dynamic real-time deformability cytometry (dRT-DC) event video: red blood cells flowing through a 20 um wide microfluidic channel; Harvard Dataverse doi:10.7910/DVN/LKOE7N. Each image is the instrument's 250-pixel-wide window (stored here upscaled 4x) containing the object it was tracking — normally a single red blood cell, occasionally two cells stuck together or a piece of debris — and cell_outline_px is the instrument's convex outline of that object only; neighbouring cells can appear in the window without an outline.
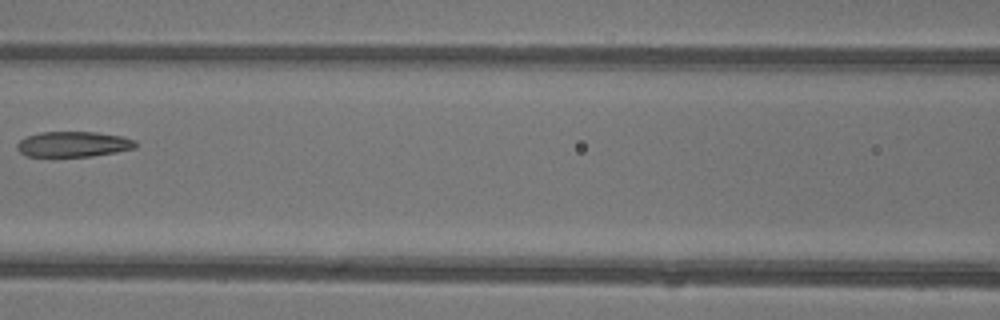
{"species": "common noctule bat (a hibernating species)", "species_latin": "Nyctalus noctula", "temperature_condition": "warm", "stored_images_in_passage": 6, "camera_frame_rate_fps": 3000, "um_per_image_px": 0.085, "animal": {"sex": "female"}, "frame": {"image": 1, "passage_image": 6, "time_ms": 1.667, "image_size_px": [1000, 320], "cell_outline_px": [[136, 148], [116, 152], [92, 156], [24, 156], [16, 148], [16, 144], [20, 140], [28, 136], [40, 132], [96, 132], [120, 136], [136, 140]], "centroid_in_image_um": [6.22, 12.26], "position_along_channel_um": 160.4, "area_um2": 17.51}}